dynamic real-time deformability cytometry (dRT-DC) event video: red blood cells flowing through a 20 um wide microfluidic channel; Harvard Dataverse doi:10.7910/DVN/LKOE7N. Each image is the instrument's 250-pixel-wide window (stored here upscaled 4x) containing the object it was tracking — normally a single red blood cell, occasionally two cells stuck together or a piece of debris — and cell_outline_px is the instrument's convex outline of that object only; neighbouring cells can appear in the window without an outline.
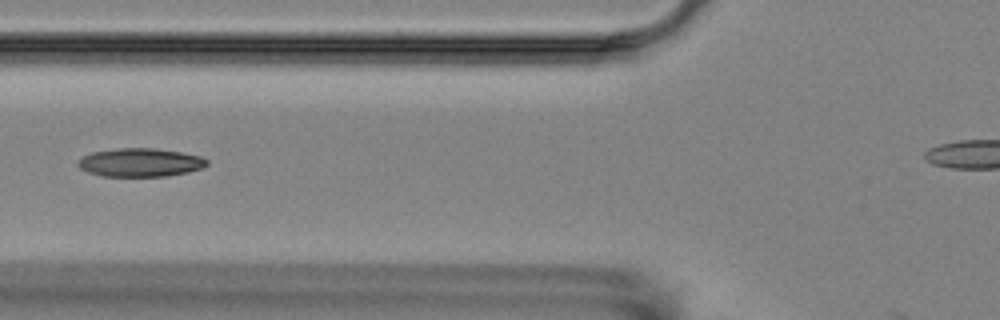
{"species": "Egyptian fruit bat (a non-hibernating species)", "species_latin": "Rousettus aegyptiacus", "temperature_condition": "room temperature", "stored_images_in_passage": 16, "camera_frame_rate_fps": 3000, "um_per_image_px": 0.085, "animal": {"sex": "female"}, "frame": {"image": 1, "passage_image": 7, "time_ms": 7.0, "image_size_px": [1000, 320], "cell_outline_px": [[208, 164], [204, 168], [188, 172], [164, 176], [100, 176], [88, 172], [80, 168], [76, 164], [84, 156], [92, 152], [120, 148], [152, 148], [180, 152], [200, 156], [208, 160]], "centroid_in_image_um": [11.93, 13.81], "position_along_channel_um": 113.9, "area_um2": 21.27}}
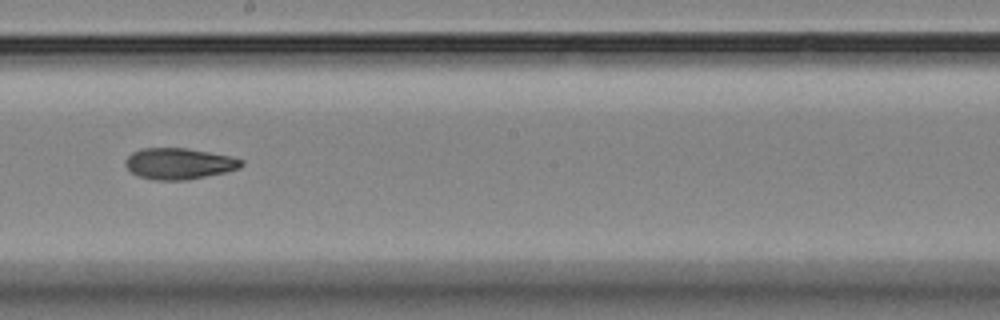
{"frame": {"image": 2, "passage_image": 10, "time_ms": 10.333, "image_size_px": [1000, 320], "cell_outline_px": [[244, 164], [240, 168], [224, 172], [184, 180], [152, 180], [140, 176], [132, 172], [124, 164], [124, 160], [132, 152], [140, 148], [188, 148], [228, 156], [244, 160]], "centroid_in_image_um": [15.19, 13.9], "position_along_channel_um": 233.0, "area_um2": 20.92}}
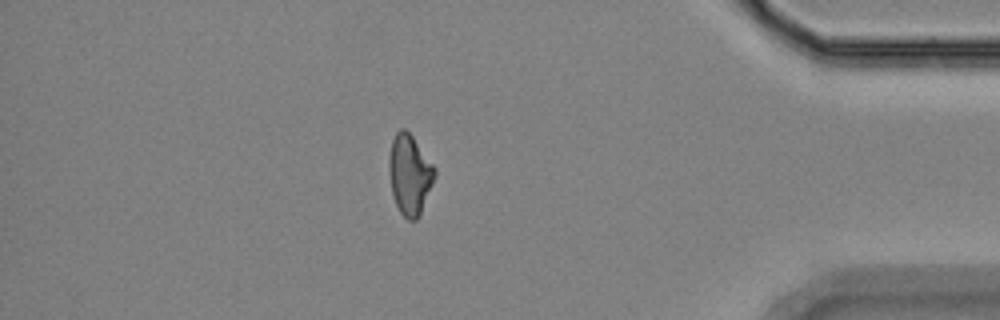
{"frame": {"image": 3, "passage_image": 15, "time_ms": 16.0, "image_size_px": [1000, 320], "cell_outline_px": [[436, 172], [432, 184], [420, 212], [416, 220], [408, 220], [400, 212], [396, 204], [392, 192], [388, 168], [388, 160], [392, 140], [396, 132], [400, 128], [404, 128], [412, 136], [436, 168]], "centroid_in_image_um": [34.8, 14.81], "position_along_channel_um": 400.4, "area_um2": 20.98}, "authors_computed_cell_mechanics": {"area_um2": 20.9525, "velocity_mm_per_s": 3.5767, "shape_relaxation_time_tau1_ms": null, "shape_relaxation_time_tau2_ms": 3.5405, "deformation_change_tau1": null, "deformation_change_tau2": 0.0884}}